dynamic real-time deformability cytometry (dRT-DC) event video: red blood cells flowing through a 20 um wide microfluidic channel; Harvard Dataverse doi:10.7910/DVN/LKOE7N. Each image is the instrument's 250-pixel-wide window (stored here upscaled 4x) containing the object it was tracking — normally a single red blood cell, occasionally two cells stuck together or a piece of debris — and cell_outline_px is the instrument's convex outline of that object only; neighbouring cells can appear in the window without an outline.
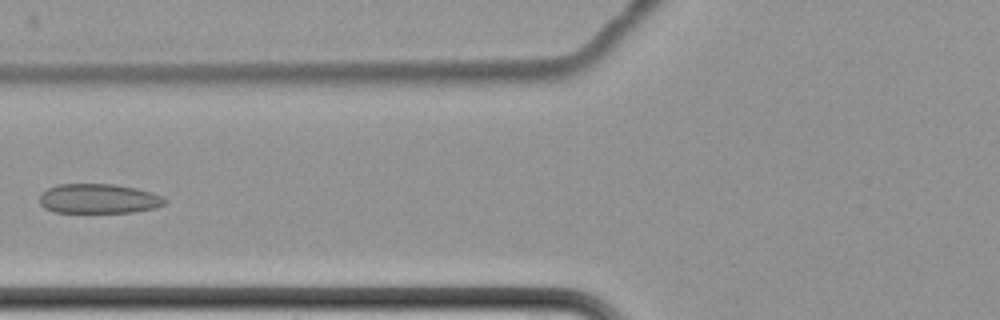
{"species": "common noctule bat (a hibernating species)", "species_latin": "Nyctalus noctula", "temperature_condition": "cold", "stored_images_in_passage": 7, "camera_frame_rate_fps": 3000, "um_per_image_px": 0.085, "animal": {"sex": "female", "body_mass_g": 22.7, "forearm_length_mm": 54.2}, "frame": {"image": 1, "passage_image": 7, "time_ms": 8.667, "image_size_px": [1000, 320], "cell_outline_px": [[168, 200], [164, 204], [156, 208], [132, 212], [56, 212], [44, 208], [40, 204], [40, 196], [48, 188], [56, 184], [112, 184], [136, 188], [152, 192], [164, 196]], "centroid_in_image_um": [8.42, 16.88], "position_along_channel_um": 117.4, "area_um2": 21.68}}